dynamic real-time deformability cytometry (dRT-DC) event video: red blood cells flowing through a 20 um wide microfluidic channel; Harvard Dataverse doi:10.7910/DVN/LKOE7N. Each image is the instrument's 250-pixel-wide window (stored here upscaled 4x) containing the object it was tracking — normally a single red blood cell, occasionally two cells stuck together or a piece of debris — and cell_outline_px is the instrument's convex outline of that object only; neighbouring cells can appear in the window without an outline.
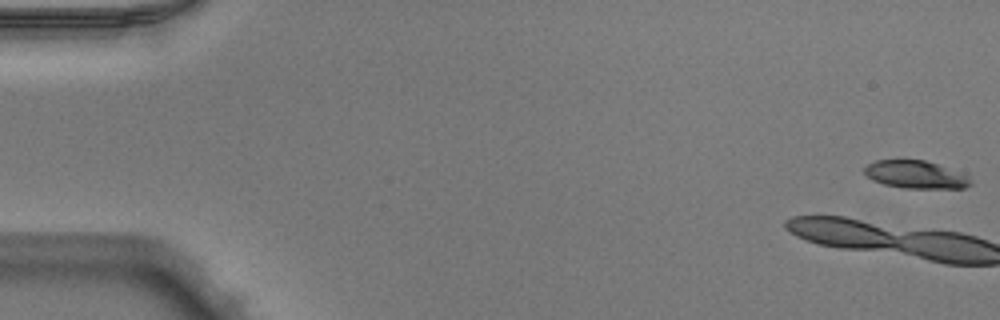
{"species": "Egyptian fruit bat (a non-hibernating species)", "species_latin": "Rousettus aegyptiacus", "temperature_condition": "warm", "stored_images_in_passage": 8, "camera_frame_rate_fps": 3000, "um_per_image_px": 0.085, "animal": {"sex": "male"}, "frame": {"image": 1, "passage_image": 1, "time_ms": 0.0, "image_size_px": [1000, 320], "cell_outline_px": [[972, 184], [964, 188], [904, 188], [884, 184], [872, 180], [864, 172], [864, 168], [868, 164], [876, 160], [924, 160], [936, 164], [968, 176]], "centroid_in_image_um": [77.8, 14.85], "position_along_channel_um": 7.2, "area_um2": 16.88}}